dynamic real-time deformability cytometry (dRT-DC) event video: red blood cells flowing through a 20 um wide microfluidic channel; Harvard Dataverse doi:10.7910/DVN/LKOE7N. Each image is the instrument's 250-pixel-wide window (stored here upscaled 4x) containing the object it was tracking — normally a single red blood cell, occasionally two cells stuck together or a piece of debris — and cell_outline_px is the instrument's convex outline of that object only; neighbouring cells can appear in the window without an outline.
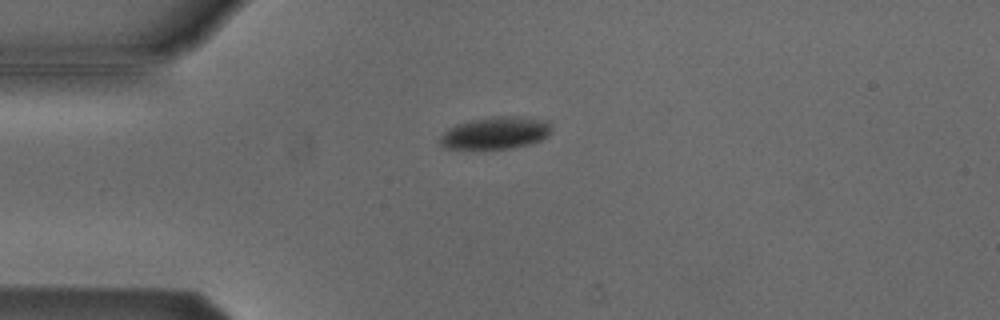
{"species": "Egyptian fruit bat (a non-hibernating species)", "species_latin": "Rousettus aegyptiacus", "temperature_condition": "cold", "stored_images_in_passage": 5, "camera_frame_rate_fps": 3000, "um_per_image_px": 0.085, "animal": {"sex": "male"}, "frame": {"image": 1, "passage_image": 1, "time_ms": 0.0, "image_size_px": [1000, 320], "cell_outline_px": [[552, 128], [548, 136], [540, 140], [528, 144], [512, 148], [444, 148], [440, 144], [440, 136], [448, 128], [456, 124], [472, 120], [492, 116], [516, 116], [548, 120], [552, 124]], "centroid_in_image_um": [42.15, 11.28], "position_along_channel_um": 42.9, "area_um2": 20.92}}
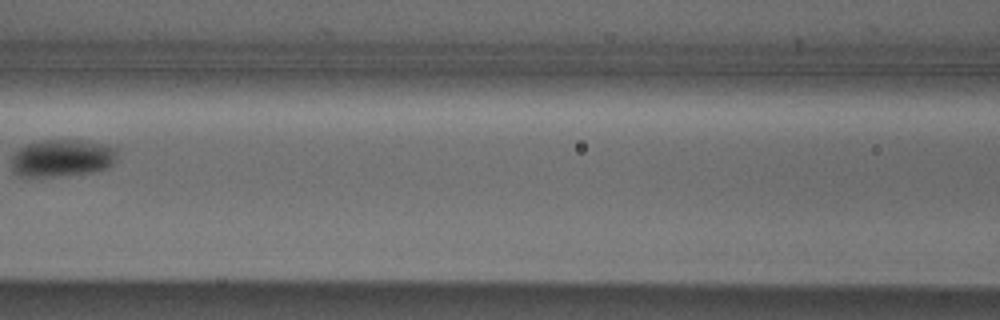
{"frame": {"image": 2, "passage_image": 4, "time_ms": 1.0, "image_size_px": [1000, 320], "cell_outline_px": [[116, 160], [108, 168], [88, 172], [48, 176], [20, 176], [12, 172], [12, 156], [16, 148], [24, 144], [36, 140], [80, 140], [104, 144], [116, 148]], "centroid_in_image_um": [5.22, 13.4], "position_along_channel_um": 161.4, "area_um2": 23.06}}
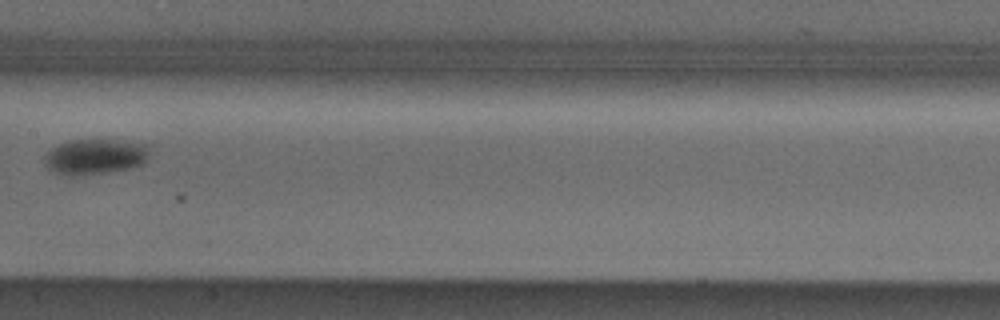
{"frame": {"image": 3, "passage_image": 5, "time_ms": 1.333, "image_size_px": [1000, 320], "cell_outline_px": [[148, 160], [144, 164], [128, 168], [104, 172], [76, 176], [68, 176], [56, 172], [48, 168], [44, 164], [44, 156], [52, 148], [68, 140], [120, 140], [148, 144]], "centroid_in_image_um": [8.09, 13.31], "position_along_channel_um": 199.3, "area_um2": 21.68}}